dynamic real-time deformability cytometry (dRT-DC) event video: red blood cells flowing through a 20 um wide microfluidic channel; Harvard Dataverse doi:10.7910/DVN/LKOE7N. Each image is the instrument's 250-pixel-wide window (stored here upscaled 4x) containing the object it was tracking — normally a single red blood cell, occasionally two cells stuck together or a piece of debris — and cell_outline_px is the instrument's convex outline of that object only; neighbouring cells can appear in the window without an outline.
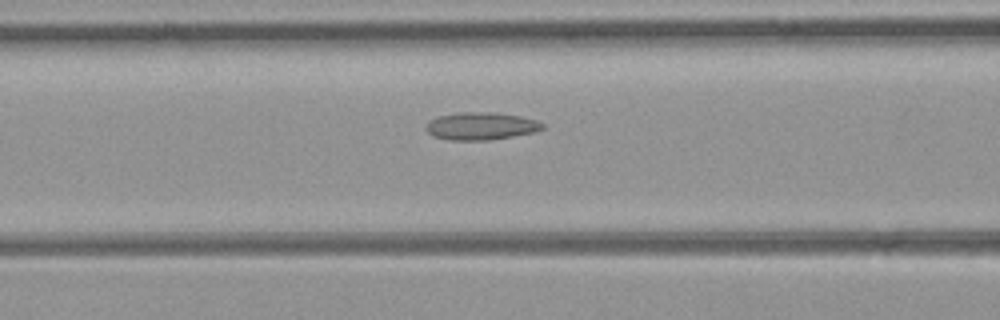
{"species": "common noctule bat (a hibernating species)", "species_latin": "Nyctalus noctula", "temperature_condition": "room temperature", "stored_images_in_passage": 17, "camera_frame_rate_fps": 3000, "um_per_image_px": 0.085, "animal": {"sex": "female", "body_mass_g": 21.9}, "frame": {"image": 1, "passage_image": 12, "time_ms": 3.667, "image_size_px": [1000, 320], "cell_outline_px": [[544, 128], [536, 132], [488, 140], [448, 140], [432, 136], [424, 128], [436, 116], [460, 112], [492, 112], [520, 116], [536, 120], [544, 124]], "centroid_in_image_um": [40.88, 10.72], "position_along_channel_um": 125.7, "area_um2": 18.73}}
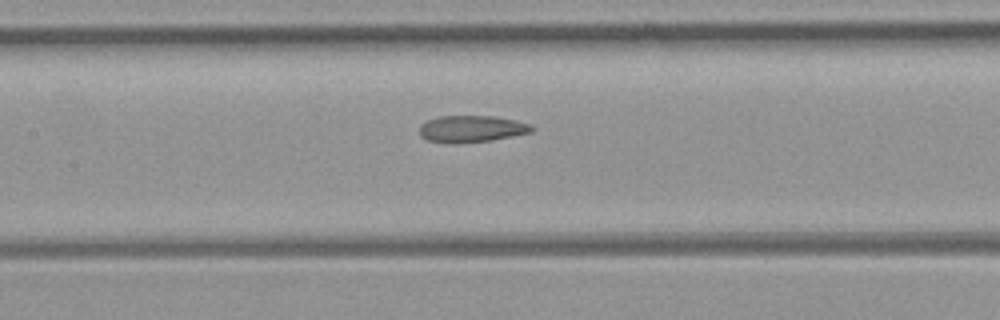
{"frame": {"image": 2, "passage_image": 15, "time_ms": 4.667, "image_size_px": [1000, 320], "cell_outline_px": [[536, 128], [532, 132], [492, 140], [456, 144], [428, 140], [420, 136], [420, 124], [428, 120], [440, 116], [496, 116], [516, 120], [532, 124]], "centroid_in_image_um": [40.12, 10.95], "position_along_channel_um": 167.3, "area_um2": 17.69}}